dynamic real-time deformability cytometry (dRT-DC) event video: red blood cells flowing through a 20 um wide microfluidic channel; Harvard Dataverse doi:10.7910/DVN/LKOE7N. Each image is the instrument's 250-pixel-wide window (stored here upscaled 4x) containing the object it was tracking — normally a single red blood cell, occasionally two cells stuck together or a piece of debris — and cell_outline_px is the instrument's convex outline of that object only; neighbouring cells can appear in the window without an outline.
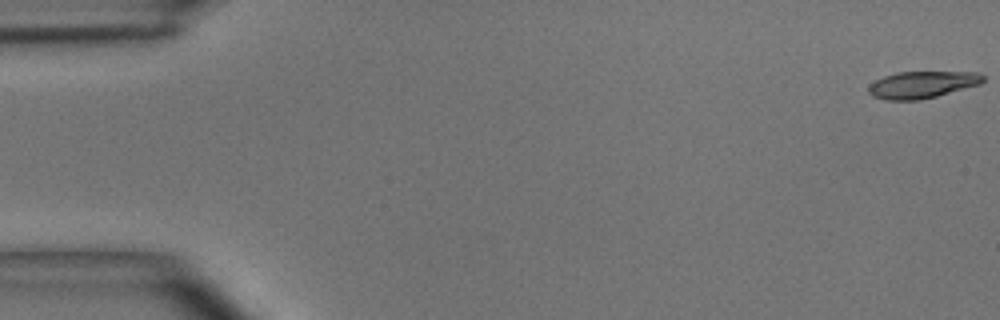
{"species": "common noctule bat (a hibernating species)", "species_latin": "Nyctalus noctula", "temperature_condition": "room temperature", "stored_images_in_passage": 49, "camera_frame_rate_fps": 3000, "um_per_image_px": 0.085, "animal": {"sex": "male", "body_mass_g": 15.6}, "frame": {"image": 1, "passage_image": 1, "time_ms": 0.0, "image_size_px": [1000, 320], "cell_outline_px": [[984, 80], [980, 84], [936, 96], [916, 100], [888, 100], [872, 96], [868, 92], [868, 84], [884, 76], [896, 72], [976, 72], [984, 76]], "centroid_in_image_um": [78.34, 7.19], "position_along_channel_um": 6.7, "area_um2": 17.86}}
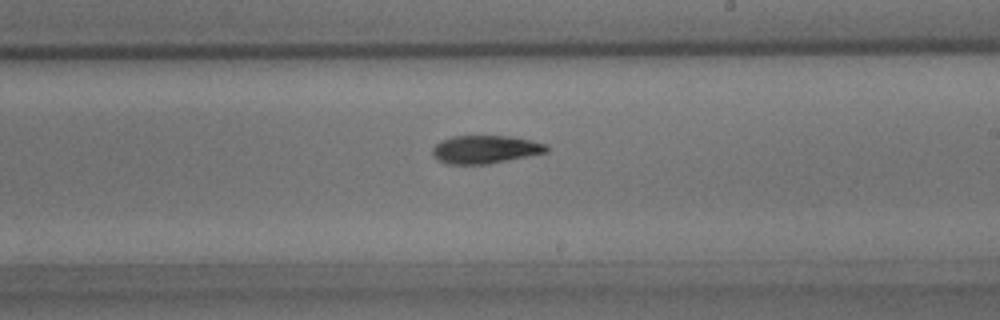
{"frame": {"image": 2, "passage_image": 29, "time_ms": 9.333, "image_size_px": [1000, 320], "cell_outline_px": [[548, 152], [488, 164], [448, 164], [432, 156], [432, 148], [440, 140], [452, 136], [508, 136], [528, 140], [544, 144], [548, 148]], "centroid_in_image_um": [41.19, 12.7], "position_along_channel_um": 247.8, "area_um2": 18.5}}
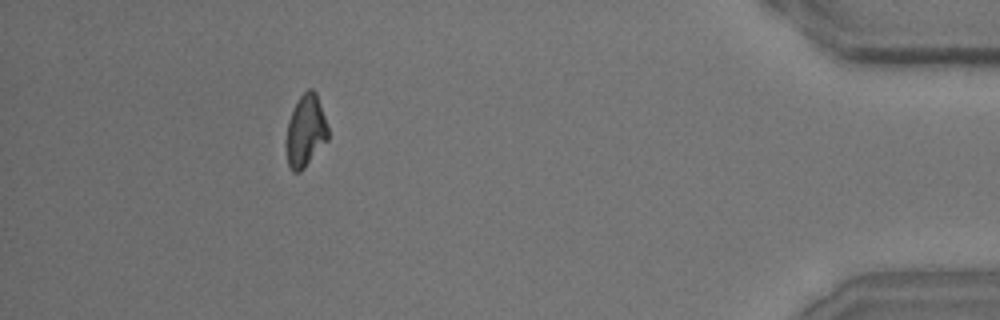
{"frame": {"image": 3, "passage_image": 45, "time_ms": 14.667, "image_size_px": [1000, 320], "cell_outline_px": [[328, 140], [304, 168], [300, 172], [292, 172], [288, 164], [284, 144], [288, 120], [300, 96], [308, 88], [312, 88], [316, 92], [328, 128]], "centroid_in_image_um": [25.95, 11.16], "position_along_channel_um": 409.3, "area_um2": 17.69}, "authors_computed_cell_mechanics": {"area_um2": 18.5538, "velocity_mm_per_s": 4.0721, "shape_relaxation_time_tau1_ms": 7.2334, "shape_relaxation_time_tau2_ms": 5.5588, "deformation_change_tau1": 0.1984, "deformation_change_tau2": 0.1326}}